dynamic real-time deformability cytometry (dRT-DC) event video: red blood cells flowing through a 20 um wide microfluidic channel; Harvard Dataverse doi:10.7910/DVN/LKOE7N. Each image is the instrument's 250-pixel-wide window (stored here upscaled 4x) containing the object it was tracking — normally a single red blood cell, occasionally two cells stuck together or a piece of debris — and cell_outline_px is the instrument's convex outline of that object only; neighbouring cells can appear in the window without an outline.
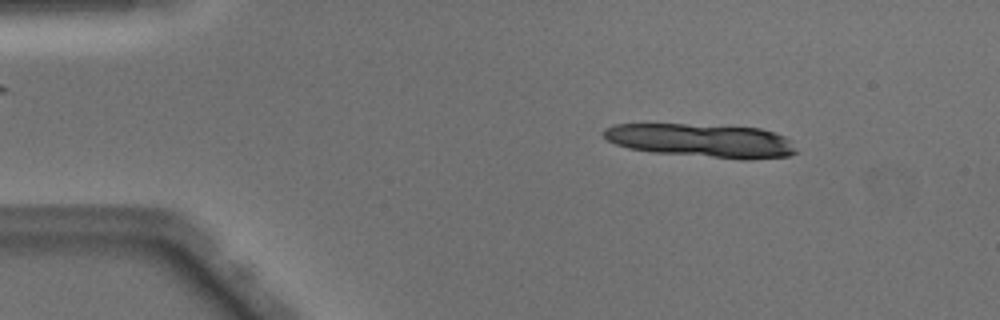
{"species": "Egyptian fruit bat (a non-hibernating species)", "species_latin": "Rousettus aegyptiacus", "temperature_condition": "warm", "stored_images_in_passage": 10, "camera_frame_rate_fps": 3000, "um_per_image_px": 0.085, "animal": {"sex": "male"}, "frame": {"image": 1, "passage_image": 6, "time_ms": 1.667, "image_size_px": [1000, 320], "cell_outline_px": [[796, 152], [788, 156], [752, 160], [740, 160], [652, 152], [628, 148], [616, 144], [608, 140], [604, 136], [604, 128], [612, 124], [684, 124], [760, 128], [784, 136], [792, 140], [796, 148]], "centroid_in_image_um": [59.66, 11.96], "position_along_channel_um": 25.3, "area_um2": 37.92}}